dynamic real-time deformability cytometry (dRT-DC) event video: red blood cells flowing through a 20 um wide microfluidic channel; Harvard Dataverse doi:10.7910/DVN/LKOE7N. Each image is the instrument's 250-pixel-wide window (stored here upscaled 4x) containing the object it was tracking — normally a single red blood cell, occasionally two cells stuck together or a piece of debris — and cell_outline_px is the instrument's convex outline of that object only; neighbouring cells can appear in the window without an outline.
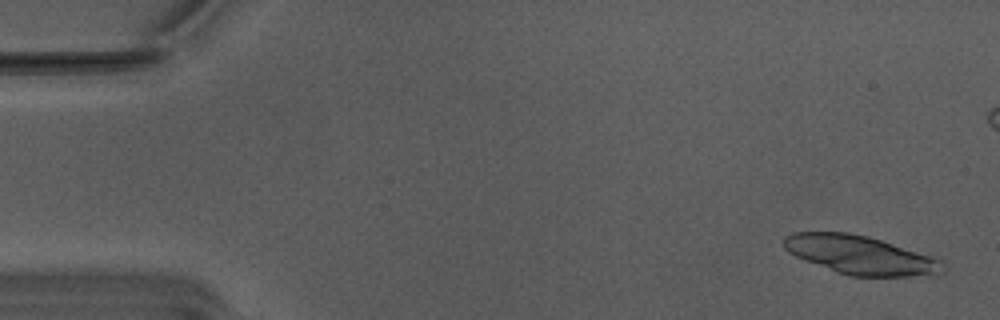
{"species": "Egyptian fruit bat (a non-hibernating species)", "species_latin": "Rousettus aegyptiacus", "temperature_condition": "warm", "stored_images_in_passage": 41, "camera_frame_rate_fps": 3000, "um_per_image_px": 0.085, "animal": {"sex": "male"}, "frame": {"image": 1, "passage_image": 2, "time_ms": 0.333, "image_size_px": [1000, 320], "cell_outline_px": [[944, 272], [936, 276], [848, 276], [836, 272], [804, 260], [788, 252], [784, 248], [784, 236], [792, 232], [848, 232], [868, 236], [940, 260]], "centroid_in_image_um": [73.07, 21.68], "position_along_channel_um": 11.9, "area_um2": 35.49}}
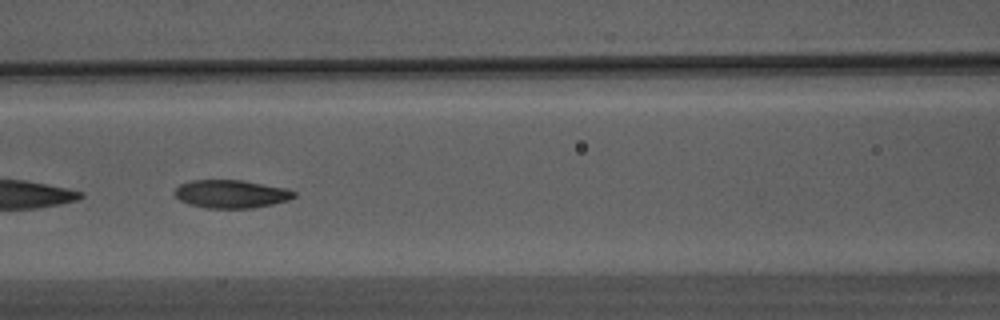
{"frame": {"image": 2, "passage_image": 24, "time_ms": 7.667, "image_size_px": [1000, 320], "cell_outline_px": [[296, 196], [288, 200], [272, 204], [252, 208], [204, 208], [188, 204], [180, 200], [172, 192], [180, 184], [192, 180], [240, 180], [288, 188], [296, 192]], "centroid_in_image_um": [19.64, 16.49], "position_along_channel_um": 147.0, "area_um2": 19.65}}
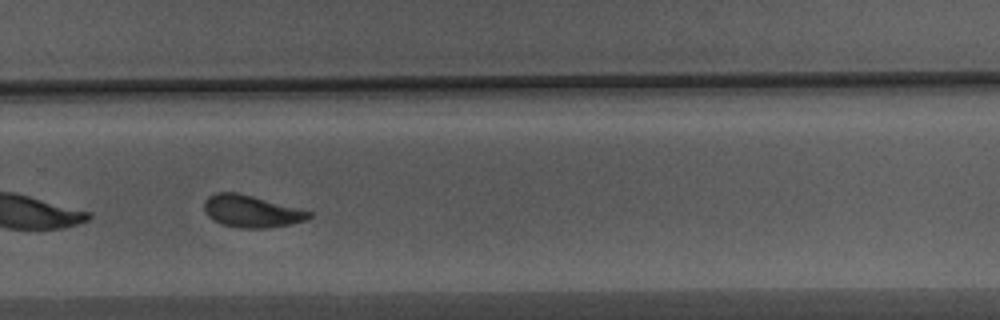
{"frame": {"image": 3, "passage_image": 37, "time_ms": 12.0, "image_size_px": [1000, 320], "cell_outline_px": [[312, 216], [304, 220], [292, 224], [268, 228], [236, 228], [220, 224], [212, 220], [204, 212], [204, 200], [208, 196], [216, 192], [236, 192], [252, 196], [312, 212]], "centroid_in_image_um": [21.31, 17.97], "position_along_channel_um": 308.5, "area_um2": 19.65}}